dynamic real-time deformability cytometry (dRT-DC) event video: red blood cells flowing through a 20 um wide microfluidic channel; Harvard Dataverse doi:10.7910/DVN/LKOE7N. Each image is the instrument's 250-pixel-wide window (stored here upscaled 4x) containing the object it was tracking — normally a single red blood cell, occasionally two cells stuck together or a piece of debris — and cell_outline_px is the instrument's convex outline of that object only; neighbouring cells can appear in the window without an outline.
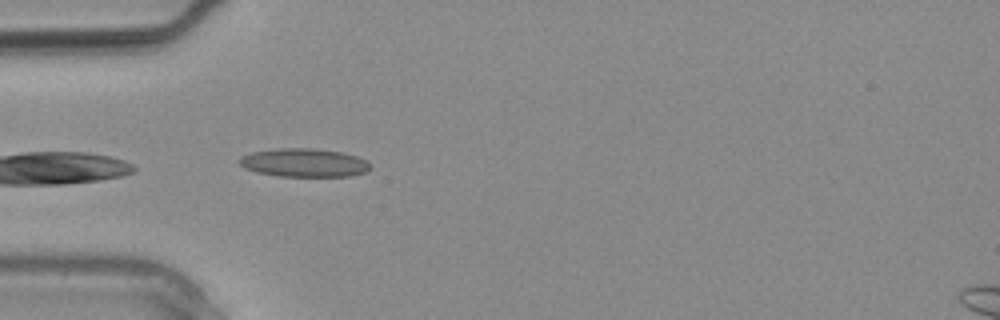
{"species": "common noctule bat (a hibernating species)", "species_latin": "Nyctalus noctula", "temperature_condition": "warm", "stored_images_in_passage": 1, "camera_frame_rate_fps": 3000, "um_per_image_px": 0.085, "animal": {"sex": "male", "body_mass_g": 20.4}, "frame": {"image": 1, "passage_image": 1, "time_ms": 0.0, "image_size_px": [1000, 320], "cell_outline_px": [[372, 168], [364, 172], [352, 176], [280, 176], [256, 172], [244, 168], [236, 160], [240, 156], [252, 152], [276, 148], [316, 148], [344, 152], [356, 156], [364, 160]], "centroid_in_image_um": [25.81, 13.82], "position_along_channel_um": 59.2, "area_um2": 21.85}}